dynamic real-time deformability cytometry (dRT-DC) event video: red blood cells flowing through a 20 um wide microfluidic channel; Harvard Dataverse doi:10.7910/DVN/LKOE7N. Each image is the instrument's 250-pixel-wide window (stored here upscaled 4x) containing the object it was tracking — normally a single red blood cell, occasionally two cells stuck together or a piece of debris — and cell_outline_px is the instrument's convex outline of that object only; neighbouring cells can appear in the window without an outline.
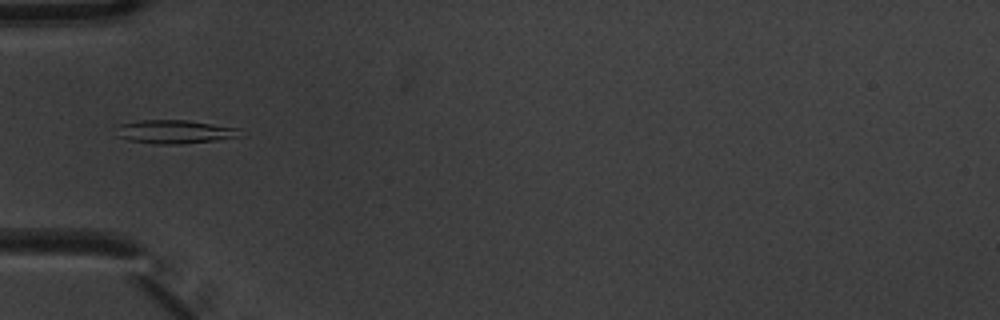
{"species": "common noctule bat (a hibernating species)", "species_latin": "Nyctalus noctula", "temperature_condition": "warm", "stored_images_in_passage": 4, "camera_frame_rate_fps": 3000, "um_per_image_px": 0.085, "animal": {"sex": "male", "body_mass_g": 20.1, "forearm_length_mm": 53.5}, "frame": {"image": 1, "passage_image": 1, "time_ms": 0.0, "image_size_px": [1000, 320], "cell_outline_px": [[240, 128], [236, 136], [212, 140], [180, 144], [152, 144], [128, 140], [116, 136], [120, 124], [140, 120], [188, 120]], "centroid_in_image_um": [14.77, 11.19], "position_along_channel_um": 70.2, "area_um2": 16.7}}
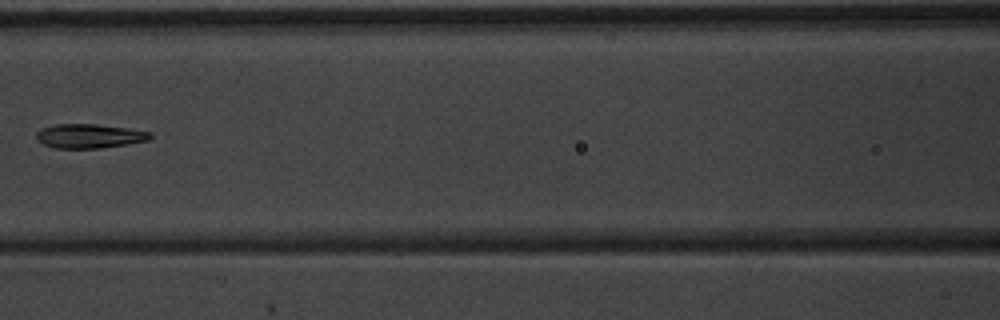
{"frame": {"image": 2, "passage_image": 3, "time_ms": 0.667, "image_size_px": [1000, 320], "cell_outline_px": [[152, 136], [148, 140], [128, 144], [100, 148], [56, 148], [44, 144], [36, 140], [36, 132], [40, 128], [56, 124], [96, 124], [128, 128], [152, 132]], "centroid_in_image_um": [7.58, 11.56], "position_along_channel_um": 159.0, "area_um2": 16.13}}
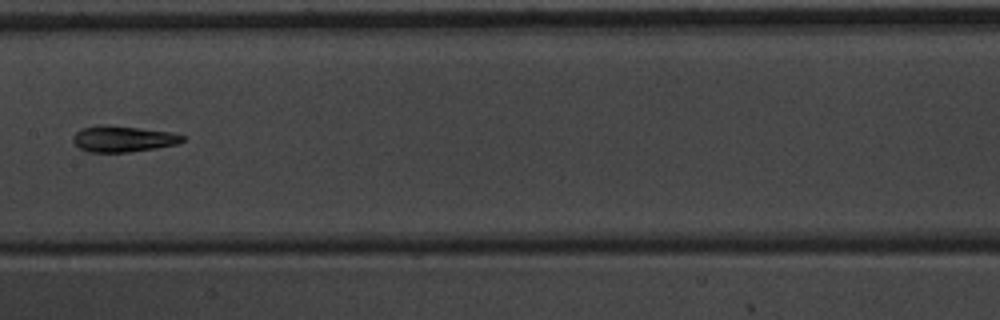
{"frame": {"image": 3, "passage_image": 4, "time_ms": 1.0, "image_size_px": [1000, 320], "cell_outline_px": [[184, 140], [176, 144], [156, 148], [128, 152], [88, 152], [80, 148], [72, 140], [72, 136], [80, 128], [96, 124], [100, 124], [172, 132], [184, 136]], "centroid_in_image_um": [10.4, 11.8], "position_along_channel_um": 197.0, "area_um2": 16.59}}